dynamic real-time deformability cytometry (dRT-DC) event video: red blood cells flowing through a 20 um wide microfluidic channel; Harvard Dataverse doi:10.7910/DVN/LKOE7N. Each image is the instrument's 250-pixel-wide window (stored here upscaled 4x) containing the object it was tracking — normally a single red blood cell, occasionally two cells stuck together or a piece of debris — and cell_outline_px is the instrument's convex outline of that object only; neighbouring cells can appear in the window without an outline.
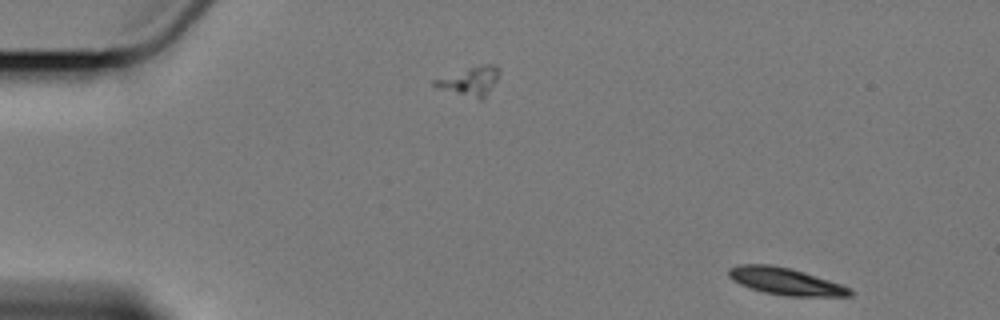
{"species": "Egyptian fruit bat (a non-hibernating species)", "species_latin": "Rousettus aegyptiacus", "temperature_condition": "cold", "stored_images_in_passage": 3, "camera_frame_rate_fps": 3000, "um_per_image_px": 0.085, "animal": {"sex": "female"}, "frame": {"image": 1, "passage_image": 1, "time_ms": 0.0, "image_size_px": [1000, 320], "cell_outline_px": [[852, 296], [784, 296], [764, 292], [740, 284], [732, 280], [728, 276], [728, 268], [740, 264], [768, 264], [792, 268], [852, 288]], "centroid_in_image_um": [66.75, 23.91], "position_along_channel_um": 18.2, "area_um2": 19.07}}
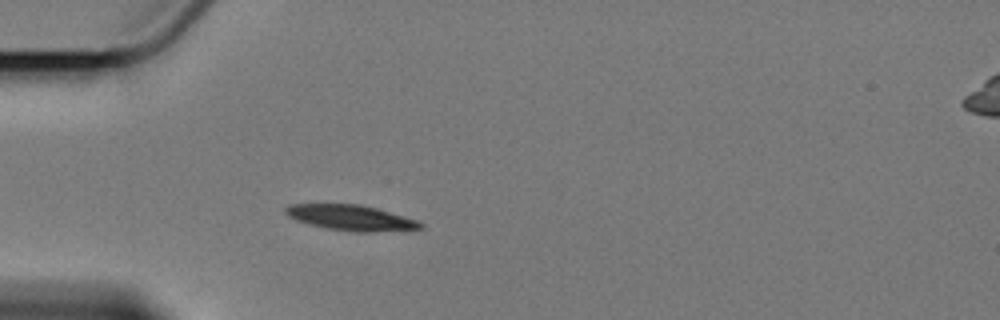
{"frame": {"image": 2, "passage_image": 3, "time_ms": 4.0, "image_size_px": [1000, 320], "cell_outline_px": [[424, 228], [376, 232], [352, 232], [328, 228], [308, 224], [296, 220], [288, 216], [284, 212], [284, 208], [288, 204], [360, 204], [376, 208], [420, 220], [424, 224]], "centroid_in_image_um": [29.85, 18.51], "position_along_channel_um": 55.1, "area_um2": 20.23}}